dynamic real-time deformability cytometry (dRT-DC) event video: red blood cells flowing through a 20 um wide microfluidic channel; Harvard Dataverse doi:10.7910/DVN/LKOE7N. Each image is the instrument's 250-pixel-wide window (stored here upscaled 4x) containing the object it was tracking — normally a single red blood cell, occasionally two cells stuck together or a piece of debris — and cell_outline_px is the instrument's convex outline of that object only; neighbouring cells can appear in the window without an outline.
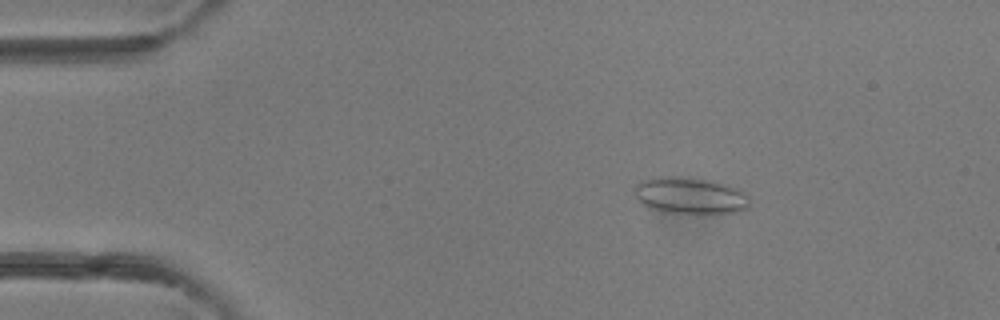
{"species": "common noctule bat (a hibernating species)", "species_latin": "Nyctalus noctula", "temperature_condition": "room temperature", "stored_images_in_passage": 5, "camera_frame_rate_fps": 3000, "um_per_image_px": 0.085, "animal": {"sex": "female"}, "frame": {"image": 1, "passage_image": 3, "time_ms": 2.0, "image_size_px": [1000, 320], "cell_outline_px": [[748, 208], [736, 212], [672, 212], [648, 208], [636, 196], [632, 188], [640, 180], [660, 176], [664, 176], [712, 180], [740, 188], [748, 200]], "centroid_in_image_um": [58.62, 16.6], "position_along_channel_um": 26.4, "area_um2": 24.1}}